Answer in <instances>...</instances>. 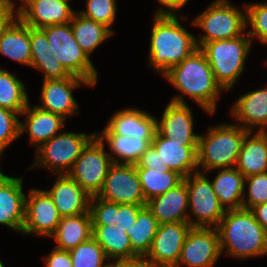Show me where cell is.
Instances as JSON below:
<instances>
[{
	"mask_svg": "<svg viewBox=\"0 0 267 267\" xmlns=\"http://www.w3.org/2000/svg\"><path fill=\"white\" fill-rule=\"evenodd\" d=\"M182 95H175L171 102L186 104L184 95L190 97L208 114H214L220 92H224L217 83L205 54L196 49L183 62L171 67L164 75Z\"/></svg>",
	"mask_w": 267,
	"mask_h": 267,
	"instance_id": "1",
	"label": "cell"
},
{
	"mask_svg": "<svg viewBox=\"0 0 267 267\" xmlns=\"http://www.w3.org/2000/svg\"><path fill=\"white\" fill-rule=\"evenodd\" d=\"M178 12H154L151 29L149 66L164 75L171 67L183 62L196 49V36L178 21Z\"/></svg>",
	"mask_w": 267,
	"mask_h": 267,
	"instance_id": "2",
	"label": "cell"
},
{
	"mask_svg": "<svg viewBox=\"0 0 267 267\" xmlns=\"http://www.w3.org/2000/svg\"><path fill=\"white\" fill-rule=\"evenodd\" d=\"M217 229L221 253L244 260L267 255V232L251 210H226Z\"/></svg>",
	"mask_w": 267,
	"mask_h": 267,
	"instance_id": "3",
	"label": "cell"
},
{
	"mask_svg": "<svg viewBox=\"0 0 267 267\" xmlns=\"http://www.w3.org/2000/svg\"><path fill=\"white\" fill-rule=\"evenodd\" d=\"M249 132L236 123H222L210 126L206 134H199L198 171L208 173L236 167L243 140Z\"/></svg>",
	"mask_w": 267,
	"mask_h": 267,
	"instance_id": "4",
	"label": "cell"
},
{
	"mask_svg": "<svg viewBox=\"0 0 267 267\" xmlns=\"http://www.w3.org/2000/svg\"><path fill=\"white\" fill-rule=\"evenodd\" d=\"M252 40L246 32L232 39L204 43L200 50L205 54L215 80L226 92L229 91L244 71Z\"/></svg>",
	"mask_w": 267,
	"mask_h": 267,
	"instance_id": "5",
	"label": "cell"
},
{
	"mask_svg": "<svg viewBox=\"0 0 267 267\" xmlns=\"http://www.w3.org/2000/svg\"><path fill=\"white\" fill-rule=\"evenodd\" d=\"M192 25L203 30L204 35L196 37L197 47L217 40L232 39L246 33L245 13L228 0H214L192 21Z\"/></svg>",
	"mask_w": 267,
	"mask_h": 267,
	"instance_id": "6",
	"label": "cell"
},
{
	"mask_svg": "<svg viewBox=\"0 0 267 267\" xmlns=\"http://www.w3.org/2000/svg\"><path fill=\"white\" fill-rule=\"evenodd\" d=\"M96 134L61 131L36 149V161L29 169L40 167L53 175L67 174Z\"/></svg>",
	"mask_w": 267,
	"mask_h": 267,
	"instance_id": "7",
	"label": "cell"
},
{
	"mask_svg": "<svg viewBox=\"0 0 267 267\" xmlns=\"http://www.w3.org/2000/svg\"><path fill=\"white\" fill-rule=\"evenodd\" d=\"M51 47V54L74 76L96 85L98 72L91 58L78 45L70 22L41 28Z\"/></svg>",
	"mask_w": 267,
	"mask_h": 267,
	"instance_id": "8",
	"label": "cell"
},
{
	"mask_svg": "<svg viewBox=\"0 0 267 267\" xmlns=\"http://www.w3.org/2000/svg\"><path fill=\"white\" fill-rule=\"evenodd\" d=\"M206 174V175H205ZM188 192V222L192 227L217 228L226 210L220 204L207 172H194L183 179ZM195 217V220L193 218Z\"/></svg>",
	"mask_w": 267,
	"mask_h": 267,
	"instance_id": "9",
	"label": "cell"
},
{
	"mask_svg": "<svg viewBox=\"0 0 267 267\" xmlns=\"http://www.w3.org/2000/svg\"><path fill=\"white\" fill-rule=\"evenodd\" d=\"M105 151V143L96 135L82 150L67 175L75 180L89 195L102 190L109 167L113 164Z\"/></svg>",
	"mask_w": 267,
	"mask_h": 267,
	"instance_id": "10",
	"label": "cell"
},
{
	"mask_svg": "<svg viewBox=\"0 0 267 267\" xmlns=\"http://www.w3.org/2000/svg\"><path fill=\"white\" fill-rule=\"evenodd\" d=\"M97 196L117 204L147 205L135 164L113 163Z\"/></svg>",
	"mask_w": 267,
	"mask_h": 267,
	"instance_id": "11",
	"label": "cell"
},
{
	"mask_svg": "<svg viewBox=\"0 0 267 267\" xmlns=\"http://www.w3.org/2000/svg\"><path fill=\"white\" fill-rule=\"evenodd\" d=\"M221 255L217 228L192 227L182 246L176 267H215Z\"/></svg>",
	"mask_w": 267,
	"mask_h": 267,
	"instance_id": "12",
	"label": "cell"
},
{
	"mask_svg": "<svg viewBox=\"0 0 267 267\" xmlns=\"http://www.w3.org/2000/svg\"><path fill=\"white\" fill-rule=\"evenodd\" d=\"M60 220L61 216L49 193L44 189H30L25 200L22 234L51 238Z\"/></svg>",
	"mask_w": 267,
	"mask_h": 267,
	"instance_id": "13",
	"label": "cell"
},
{
	"mask_svg": "<svg viewBox=\"0 0 267 267\" xmlns=\"http://www.w3.org/2000/svg\"><path fill=\"white\" fill-rule=\"evenodd\" d=\"M191 228L188 221L160 224L145 257L159 267H176Z\"/></svg>",
	"mask_w": 267,
	"mask_h": 267,
	"instance_id": "14",
	"label": "cell"
},
{
	"mask_svg": "<svg viewBox=\"0 0 267 267\" xmlns=\"http://www.w3.org/2000/svg\"><path fill=\"white\" fill-rule=\"evenodd\" d=\"M81 85L91 86L85 79L72 76L63 79H46L42 82L39 108L58 114L64 119L78 114V103L73 97V90Z\"/></svg>",
	"mask_w": 267,
	"mask_h": 267,
	"instance_id": "15",
	"label": "cell"
},
{
	"mask_svg": "<svg viewBox=\"0 0 267 267\" xmlns=\"http://www.w3.org/2000/svg\"><path fill=\"white\" fill-rule=\"evenodd\" d=\"M151 145L159 153L161 163L183 178L198 171V142H172L156 130Z\"/></svg>",
	"mask_w": 267,
	"mask_h": 267,
	"instance_id": "16",
	"label": "cell"
},
{
	"mask_svg": "<svg viewBox=\"0 0 267 267\" xmlns=\"http://www.w3.org/2000/svg\"><path fill=\"white\" fill-rule=\"evenodd\" d=\"M70 1L26 0L18 9V18L33 28L71 22L74 11Z\"/></svg>",
	"mask_w": 267,
	"mask_h": 267,
	"instance_id": "17",
	"label": "cell"
},
{
	"mask_svg": "<svg viewBox=\"0 0 267 267\" xmlns=\"http://www.w3.org/2000/svg\"><path fill=\"white\" fill-rule=\"evenodd\" d=\"M25 200L23 176L4 175L0 168V224L22 233Z\"/></svg>",
	"mask_w": 267,
	"mask_h": 267,
	"instance_id": "18",
	"label": "cell"
},
{
	"mask_svg": "<svg viewBox=\"0 0 267 267\" xmlns=\"http://www.w3.org/2000/svg\"><path fill=\"white\" fill-rule=\"evenodd\" d=\"M100 134H119L139 139H153L157 117L136 108H124L115 112Z\"/></svg>",
	"mask_w": 267,
	"mask_h": 267,
	"instance_id": "19",
	"label": "cell"
},
{
	"mask_svg": "<svg viewBox=\"0 0 267 267\" xmlns=\"http://www.w3.org/2000/svg\"><path fill=\"white\" fill-rule=\"evenodd\" d=\"M191 107L186 104L169 102L161 120H156V130L172 142H199V134L194 132Z\"/></svg>",
	"mask_w": 267,
	"mask_h": 267,
	"instance_id": "20",
	"label": "cell"
},
{
	"mask_svg": "<svg viewBox=\"0 0 267 267\" xmlns=\"http://www.w3.org/2000/svg\"><path fill=\"white\" fill-rule=\"evenodd\" d=\"M25 116V122H21L19 126L20 135L28 132L30 144L40 147L57 134L61 133V129L65 127V120L62 116L52 112L43 110L38 106H28L22 111L20 116Z\"/></svg>",
	"mask_w": 267,
	"mask_h": 267,
	"instance_id": "21",
	"label": "cell"
},
{
	"mask_svg": "<svg viewBox=\"0 0 267 267\" xmlns=\"http://www.w3.org/2000/svg\"><path fill=\"white\" fill-rule=\"evenodd\" d=\"M61 217H68L88 213L91 195L67 174L57 175V179L50 190H46Z\"/></svg>",
	"mask_w": 267,
	"mask_h": 267,
	"instance_id": "22",
	"label": "cell"
},
{
	"mask_svg": "<svg viewBox=\"0 0 267 267\" xmlns=\"http://www.w3.org/2000/svg\"><path fill=\"white\" fill-rule=\"evenodd\" d=\"M231 108L238 125L251 132L256 127L259 132H267V86L239 96Z\"/></svg>",
	"mask_w": 267,
	"mask_h": 267,
	"instance_id": "23",
	"label": "cell"
},
{
	"mask_svg": "<svg viewBox=\"0 0 267 267\" xmlns=\"http://www.w3.org/2000/svg\"><path fill=\"white\" fill-rule=\"evenodd\" d=\"M160 224L188 221V192L183 180L164 194L153 197L146 205Z\"/></svg>",
	"mask_w": 267,
	"mask_h": 267,
	"instance_id": "24",
	"label": "cell"
},
{
	"mask_svg": "<svg viewBox=\"0 0 267 267\" xmlns=\"http://www.w3.org/2000/svg\"><path fill=\"white\" fill-rule=\"evenodd\" d=\"M30 43L31 67L43 72V80L74 76L51 54L50 44L41 28L30 27Z\"/></svg>",
	"mask_w": 267,
	"mask_h": 267,
	"instance_id": "25",
	"label": "cell"
},
{
	"mask_svg": "<svg viewBox=\"0 0 267 267\" xmlns=\"http://www.w3.org/2000/svg\"><path fill=\"white\" fill-rule=\"evenodd\" d=\"M236 169L245 177L267 172V132L250 131L245 136Z\"/></svg>",
	"mask_w": 267,
	"mask_h": 267,
	"instance_id": "26",
	"label": "cell"
},
{
	"mask_svg": "<svg viewBox=\"0 0 267 267\" xmlns=\"http://www.w3.org/2000/svg\"><path fill=\"white\" fill-rule=\"evenodd\" d=\"M56 248L69 251L92 237V218L88 213L61 217L55 233L51 236Z\"/></svg>",
	"mask_w": 267,
	"mask_h": 267,
	"instance_id": "27",
	"label": "cell"
},
{
	"mask_svg": "<svg viewBox=\"0 0 267 267\" xmlns=\"http://www.w3.org/2000/svg\"><path fill=\"white\" fill-rule=\"evenodd\" d=\"M0 54L31 67L30 27L17 18L0 38Z\"/></svg>",
	"mask_w": 267,
	"mask_h": 267,
	"instance_id": "28",
	"label": "cell"
},
{
	"mask_svg": "<svg viewBox=\"0 0 267 267\" xmlns=\"http://www.w3.org/2000/svg\"><path fill=\"white\" fill-rule=\"evenodd\" d=\"M218 170L219 173L211 183L220 204L225 210L241 209L245 176L236 167Z\"/></svg>",
	"mask_w": 267,
	"mask_h": 267,
	"instance_id": "29",
	"label": "cell"
},
{
	"mask_svg": "<svg viewBox=\"0 0 267 267\" xmlns=\"http://www.w3.org/2000/svg\"><path fill=\"white\" fill-rule=\"evenodd\" d=\"M92 237L102 247L109 261L139 256L132 249L126 231L115 228V225H92Z\"/></svg>",
	"mask_w": 267,
	"mask_h": 267,
	"instance_id": "30",
	"label": "cell"
},
{
	"mask_svg": "<svg viewBox=\"0 0 267 267\" xmlns=\"http://www.w3.org/2000/svg\"><path fill=\"white\" fill-rule=\"evenodd\" d=\"M110 148L113 163L136 164L141 155L151 145L153 139H139L119 134H96ZM119 159V160H118ZM122 161V162H121Z\"/></svg>",
	"mask_w": 267,
	"mask_h": 267,
	"instance_id": "31",
	"label": "cell"
},
{
	"mask_svg": "<svg viewBox=\"0 0 267 267\" xmlns=\"http://www.w3.org/2000/svg\"><path fill=\"white\" fill-rule=\"evenodd\" d=\"M70 24L78 45L89 58L102 42L114 34L104 24L86 18L78 11L74 13Z\"/></svg>",
	"mask_w": 267,
	"mask_h": 267,
	"instance_id": "32",
	"label": "cell"
},
{
	"mask_svg": "<svg viewBox=\"0 0 267 267\" xmlns=\"http://www.w3.org/2000/svg\"><path fill=\"white\" fill-rule=\"evenodd\" d=\"M159 225L160 223L147 206L139 210L135 224L126 231L132 249L139 256H145L149 251Z\"/></svg>",
	"mask_w": 267,
	"mask_h": 267,
	"instance_id": "33",
	"label": "cell"
},
{
	"mask_svg": "<svg viewBox=\"0 0 267 267\" xmlns=\"http://www.w3.org/2000/svg\"><path fill=\"white\" fill-rule=\"evenodd\" d=\"M146 202L183 181V177L170 169H136Z\"/></svg>",
	"mask_w": 267,
	"mask_h": 267,
	"instance_id": "34",
	"label": "cell"
},
{
	"mask_svg": "<svg viewBox=\"0 0 267 267\" xmlns=\"http://www.w3.org/2000/svg\"><path fill=\"white\" fill-rule=\"evenodd\" d=\"M30 103L24 82L0 67V107L19 115Z\"/></svg>",
	"mask_w": 267,
	"mask_h": 267,
	"instance_id": "35",
	"label": "cell"
},
{
	"mask_svg": "<svg viewBox=\"0 0 267 267\" xmlns=\"http://www.w3.org/2000/svg\"><path fill=\"white\" fill-rule=\"evenodd\" d=\"M69 253L72 267H109V259L93 237L78 244L75 248L69 250ZM106 260L107 263H105Z\"/></svg>",
	"mask_w": 267,
	"mask_h": 267,
	"instance_id": "36",
	"label": "cell"
},
{
	"mask_svg": "<svg viewBox=\"0 0 267 267\" xmlns=\"http://www.w3.org/2000/svg\"><path fill=\"white\" fill-rule=\"evenodd\" d=\"M246 8L247 31L251 40L256 37L259 42L267 45V2L244 4ZM253 38V39H252Z\"/></svg>",
	"mask_w": 267,
	"mask_h": 267,
	"instance_id": "37",
	"label": "cell"
},
{
	"mask_svg": "<svg viewBox=\"0 0 267 267\" xmlns=\"http://www.w3.org/2000/svg\"><path fill=\"white\" fill-rule=\"evenodd\" d=\"M116 6V0H87L86 9L78 13L88 19L104 24L115 33L111 28L117 14Z\"/></svg>",
	"mask_w": 267,
	"mask_h": 267,
	"instance_id": "38",
	"label": "cell"
},
{
	"mask_svg": "<svg viewBox=\"0 0 267 267\" xmlns=\"http://www.w3.org/2000/svg\"><path fill=\"white\" fill-rule=\"evenodd\" d=\"M246 187L248 191L243 194V209L251 210L256 205L267 202V172L245 177L244 188Z\"/></svg>",
	"mask_w": 267,
	"mask_h": 267,
	"instance_id": "39",
	"label": "cell"
},
{
	"mask_svg": "<svg viewBox=\"0 0 267 267\" xmlns=\"http://www.w3.org/2000/svg\"><path fill=\"white\" fill-rule=\"evenodd\" d=\"M18 116L17 112L0 107V157L4 150L20 137Z\"/></svg>",
	"mask_w": 267,
	"mask_h": 267,
	"instance_id": "40",
	"label": "cell"
},
{
	"mask_svg": "<svg viewBox=\"0 0 267 267\" xmlns=\"http://www.w3.org/2000/svg\"><path fill=\"white\" fill-rule=\"evenodd\" d=\"M90 214L92 225H115L116 203L109 202L96 196H91Z\"/></svg>",
	"mask_w": 267,
	"mask_h": 267,
	"instance_id": "41",
	"label": "cell"
},
{
	"mask_svg": "<svg viewBox=\"0 0 267 267\" xmlns=\"http://www.w3.org/2000/svg\"><path fill=\"white\" fill-rule=\"evenodd\" d=\"M146 205L117 204L115 228H121L127 231L135 224L139 210Z\"/></svg>",
	"mask_w": 267,
	"mask_h": 267,
	"instance_id": "42",
	"label": "cell"
},
{
	"mask_svg": "<svg viewBox=\"0 0 267 267\" xmlns=\"http://www.w3.org/2000/svg\"><path fill=\"white\" fill-rule=\"evenodd\" d=\"M136 169H170L161 163L159 153L150 145L135 164Z\"/></svg>",
	"mask_w": 267,
	"mask_h": 267,
	"instance_id": "43",
	"label": "cell"
},
{
	"mask_svg": "<svg viewBox=\"0 0 267 267\" xmlns=\"http://www.w3.org/2000/svg\"><path fill=\"white\" fill-rule=\"evenodd\" d=\"M46 267H72V260L69 251L56 247L49 255L43 257Z\"/></svg>",
	"mask_w": 267,
	"mask_h": 267,
	"instance_id": "44",
	"label": "cell"
},
{
	"mask_svg": "<svg viewBox=\"0 0 267 267\" xmlns=\"http://www.w3.org/2000/svg\"><path fill=\"white\" fill-rule=\"evenodd\" d=\"M109 267H159L145 256H136L133 258L115 259L109 261Z\"/></svg>",
	"mask_w": 267,
	"mask_h": 267,
	"instance_id": "45",
	"label": "cell"
},
{
	"mask_svg": "<svg viewBox=\"0 0 267 267\" xmlns=\"http://www.w3.org/2000/svg\"><path fill=\"white\" fill-rule=\"evenodd\" d=\"M17 18L18 9L7 5H0V38Z\"/></svg>",
	"mask_w": 267,
	"mask_h": 267,
	"instance_id": "46",
	"label": "cell"
},
{
	"mask_svg": "<svg viewBox=\"0 0 267 267\" xmlns=\"http://www.w3.org/2000/svg\"><path fill=\"white\" fill-rule=\"evenodd\" d=\"M162 6L157 12H177L176 10L183 8L190 0H157ZM168 8V10L165 8Z\"/></svg>",
	"mask_w": 267,
	"mask_h": 267,
	"instance_id": "47",
	"label": "cell"
},
{
	"mask_svg": "<svg viewBox=\"0 0 267 267\" xmlns=\"http://www.w3.org/2000/svg\"><path fill=\"white\" fill-rule=\"evenodd\" d=\"M257 222L267 232V202L256 205L251 209Z\"/></svg>",
	"mask_w": 267,
	"mask_h": 267,
	"instance_id": "48",
	"label": "cell"
},
{
	"mask_svg": "<svg viewBox=\"0 0 267 267\" xmlns=\"http://www.w3.org/2000/svg\"><path fill=\"white\" fill-rule=\"evenodd\" d=\"M25 1L26 0H20L21 4H19L18 8L15 6V0H0V5H7L15 9H19Z\"/></svg>",
	"mask_w": 267,
	"mask_h": 267,
	"instance_id": "49",
	"label": "cell"
},
{
	"mask_svg": "<svg viewBox=\"0 0 267 267\" xmlns=\"http://www.w3.org/2000/svg\"><path fill=\"white\" fill-rule=\"evenodd\" d=\"M0 267H5L1 259H0Z\"/></svg>",
	"mask_w": 267,
	"mask_h": 267,
	"instance_id": "50",
	"label": "cell"
}]
</instances>
